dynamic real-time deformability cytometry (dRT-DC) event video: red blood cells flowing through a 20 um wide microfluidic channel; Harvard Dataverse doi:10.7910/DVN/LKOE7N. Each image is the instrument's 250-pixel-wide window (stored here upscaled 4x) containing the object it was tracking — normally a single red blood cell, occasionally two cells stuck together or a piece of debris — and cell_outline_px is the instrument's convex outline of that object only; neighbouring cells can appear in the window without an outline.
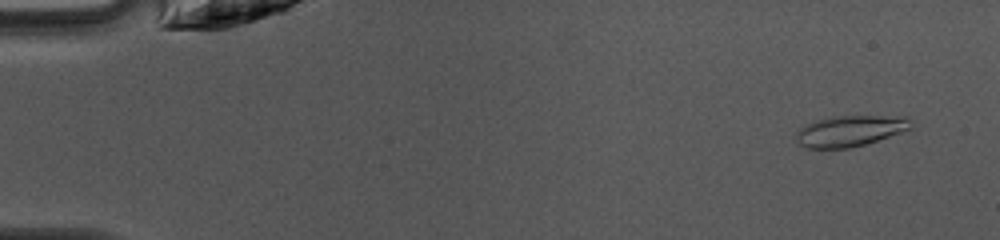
{"species": "common noctule bat (a hibernating species)", "species_latin": "Nyctalus noctula", "temperature_condition": "warm", "stored_images_in_passage": 48, "camera_frame_rate_fps": 3000, "um_per_image_px": 0.085, "animal": {"sex": "female", "body_mass_g": 10.0, "forearm_length_mm": 53.1}, "frame": {"image": 1, "passage_image": 3, "time_ms": 0.667, "image_size_px": [1000, 240], "cell_outline_px": [[912, 128], [864, 144], [848, 148], [808, 148], [800, 144], [796, 140], [796, 132], [800, 128], [816, 120], [832, 116], [904, 116], [908, 120]], "centroid_in_image_um": [72.21, 11.12], "position_along_channel_um": 12.8, "area_um2": 20.29}}
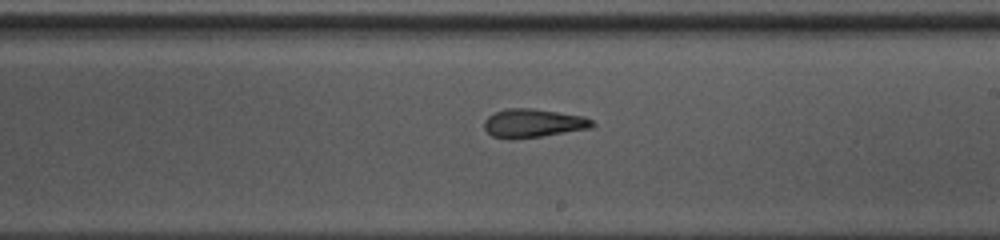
{"frame": {"image": 2, "passage_image": 28, "time_ms": 9.0, "image_size_px": [1000, 240], "cell_outline_px": [[596, 124], [588, 128], [540, 136], [512, 140], [492, 136], [484, 128], [484, 120], [488, 116], [496, 112], [508, 108], [532, 108], [584, 116], [592, 120]], "centroid_in_image_um": [45.28, 10.47], "position_along_channel_um": 243.7, "area_um2": 17.86}}
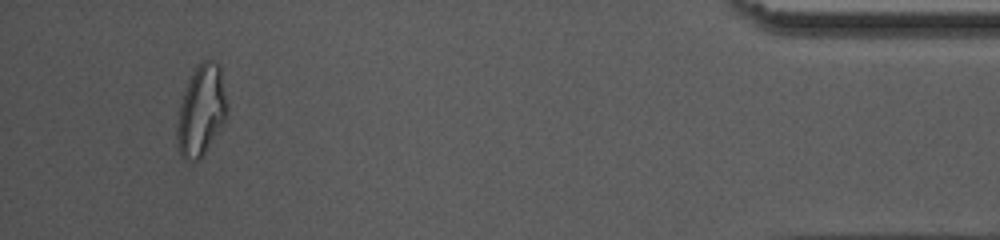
{"frame": {"image": 3, "passage_image": 45, "time_ms": 14.667, "image_size_px": [1000, 240], "cell_outline_px": [[228, 108], [224, 120], [200, 160], [184, 160], [180, 156], [176, 140], [176, 124], [180, 104], [188, 80], [196, 64], [204, 60], [212, 60], [220, 64], [228, 104]], "centroid_in_image_um": [17.09, 9.37], "position_along_channel_um": 418.1, "area_um2": 26.65}, "authors_computed_cell_mechanics": {"area_um2": 19.941, "velocity_mm_per_s": 4.1801, "shape_relaxation_time_tau1_ms": 7.5134, "shape_relaxation_time_tau2_ms": 1.6643, "deformation_change_tau1": 0.2646, "deformation_change_tau2": 0.0886}}